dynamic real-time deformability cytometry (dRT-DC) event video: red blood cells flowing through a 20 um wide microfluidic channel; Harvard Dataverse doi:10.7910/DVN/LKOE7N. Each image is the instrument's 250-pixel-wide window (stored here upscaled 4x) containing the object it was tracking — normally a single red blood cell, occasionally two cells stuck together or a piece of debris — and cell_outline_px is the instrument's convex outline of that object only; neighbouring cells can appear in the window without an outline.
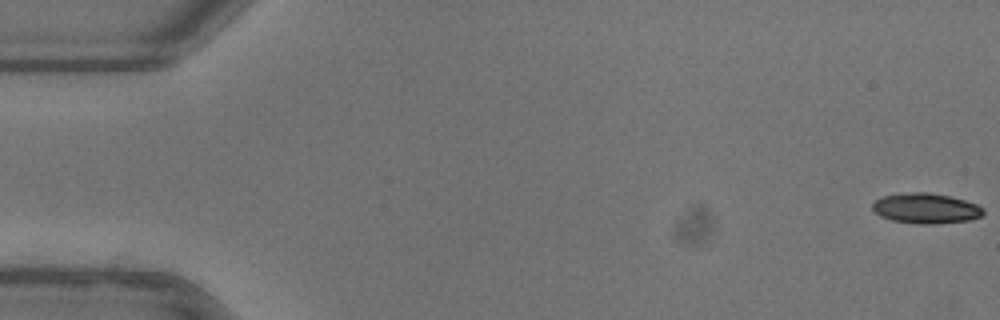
{"species": "common noctule bat (a hibernating species)", "species_latin": "Nyctalus noctula", "temperature_condition": "warm", "stored_images_in_passage": 54, "camera_frame_rate_fps": 3000, "um_per_image_px": 0.085, "animal": {"sex": "female"}, "frame": {"image": 1, "passage_image": 1, "time_ms": 0.0, "image_size_px": [1000, 320], "cell_outline_px": [[984, 212], [980, 216], [972, 220], [932, 224], [920, 224], [892, 220], [880, 216], [872, 208], [872, 204], [876, 200], [884, 196], [912, 192], [928, 192], [948, 196], [964, 200], [976, 204], [984, 208]], "centroid_in_image_um": [78.72, 17.71], "position_along_channel_um": 6.3, "area_um2": 19.36}}
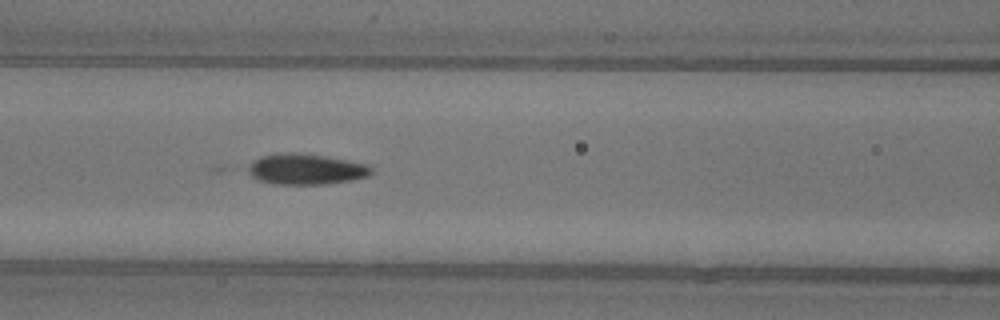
{"frame": {"image": 2, "passage_image": 23, "time_ms": 7.333, "image_size_px": [1000, 320], "cell_outline_px": [[372, 172], [368, 176], [352, 180], [328, 184], [272, 184], [260, 180], [252, 176], [248, 172], [248, 168], [260, 156], [276, 152], [296, 152], [324, 156], [364, 164], [372, 168]], "centroid_in_image_um": [25.98, 14.38], "position_along_channel_um": 140.6, "area_um2": 21.91}}
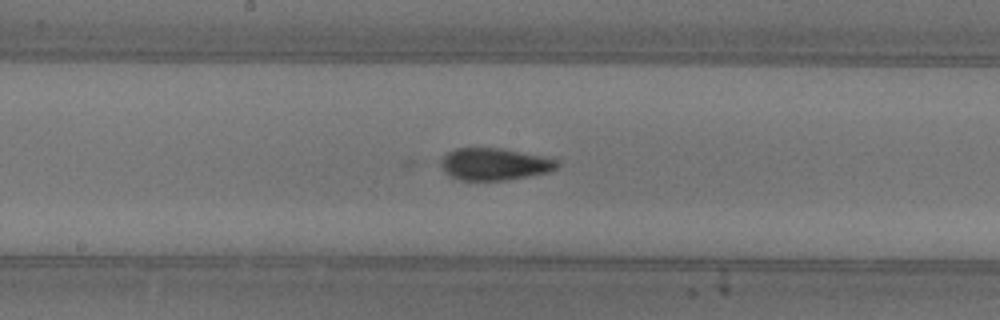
{"frame": {"image": 3, "passage_image": 28, "time_ms": 9.0, "image_size_px": [1000, 320], "cell_outline_px": [[560, 164], [556, 168], [548, 172], [528, 176], [504, 180], [460, 180], [448, 176], [444, 172], [440, 164], [444, 156], [448, 152], [456, 148], [504, 148], [548, 156], [560, 160]], "centroid_in_image_um": [42.07, 13.94], "position_along_channel_um": 206.1, "area_um2": 22.08}, "authors_computed_cell_mechanics": {"area_um2": 21.0103, "velocity_mm_per_s": 3.9242, "shape_relaxation_time_tau1_ms": null, "shape_relaxation_time_tau2_ms": 1.1695, "deformation_change_tau1": null, "deformation_change_tau2": 0.0687}}